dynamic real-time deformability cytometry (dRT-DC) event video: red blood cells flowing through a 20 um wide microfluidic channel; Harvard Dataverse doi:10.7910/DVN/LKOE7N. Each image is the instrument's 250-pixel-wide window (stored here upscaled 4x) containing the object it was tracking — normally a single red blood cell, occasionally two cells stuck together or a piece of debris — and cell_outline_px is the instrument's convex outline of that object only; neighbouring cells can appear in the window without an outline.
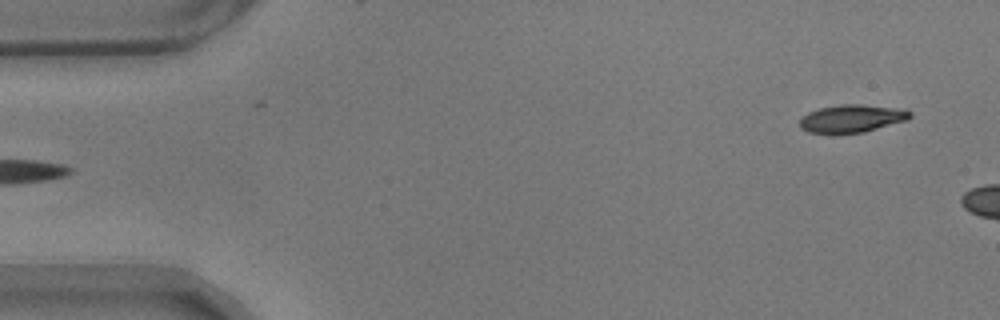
{"species": "common noctule bat (a hibernating species)", "species_latin": "Nyctalus noctula", "temperature_condition": "warm", "stored_images_in_passage": 7, "camera_frame_rate_fps": 3000, "um_per_image_px": 0.085, "animal": {"sex": "male", "body_mass_g": 17.9}, "frame": {"image": 1, "passage_image": 1, "time_ms": 0.0, "image_size_px": [1000, 320], "cell_outline_px": [[912, 116], [908, 120], [864, 132], [832, 136], [828, 136], [808, 132], [800, 128], [800, 116], [808, 112], [820, 108], [840, 104], [860, 104], [904, 108], [912, 112]], "centroid_in_image_um": [72.38, 10.1], "position_along_channel_um": 12.6, "area_um2": 18.73}}